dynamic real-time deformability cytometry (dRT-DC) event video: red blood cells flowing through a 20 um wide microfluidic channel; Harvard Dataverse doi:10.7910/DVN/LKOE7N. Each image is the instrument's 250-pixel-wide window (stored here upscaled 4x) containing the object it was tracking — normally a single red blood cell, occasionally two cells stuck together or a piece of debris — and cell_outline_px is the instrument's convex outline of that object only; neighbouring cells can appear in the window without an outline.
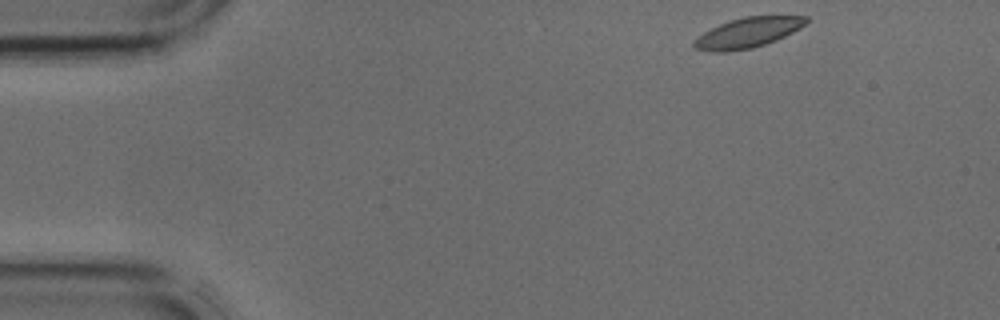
{"species": "common noctule bat (a hibernating species)", "species_latin": "Nyctalus noctula", "temperature_condition": "cold", "stored_images_in_passage": 39, "camera_frame_rate_fps": 3000, "um_per_image_px": 0.085, "animal": {"sex": "male", "body_mass_g": 17.9, "forearm_length_mm": 54.2}, "frame": {"image": 1, "passage_image": 1, "time_ms": 0.0, "image_size_px": [1000, 320], "cell_outline_px": [[808, 20], [800, 28], [776, 40], [752, 48], [728, 52], [712, 52], [696, 48], [692, 44], [704, 32], [728, 20], [744, 16], [808, 16]], "centroid_in_image_um": [63.56, 2.77], "position_along_channel_um": 21.4, "area_um2": 19.42}}
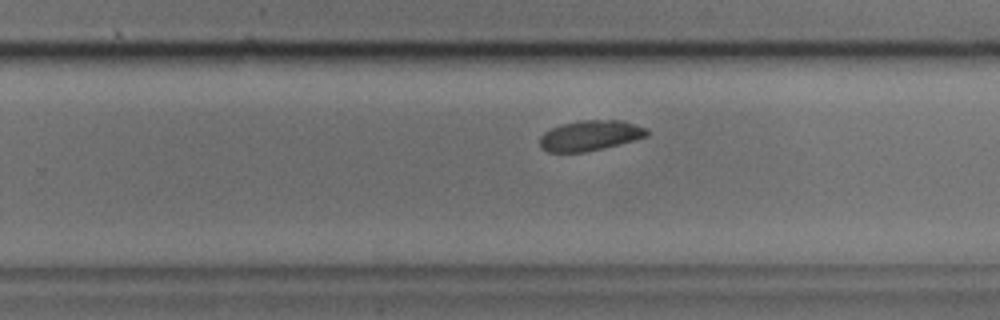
{"frame": {"image": 2, "passage_image": 23, "time_ms": 7.333, "image_size_px": [1000, 320], "cell_outline_px": [[648, 136], [604, 148], [588, 152], [548, 152], [540, 148], [540, 136], [544, 132], [560, 124], [580, 120], [620, 120], [648, 128]], "centroid_in_image_um": [50.14, 11.52], "position_along_channel_um": 279.7, "area_um2": 19.02}}
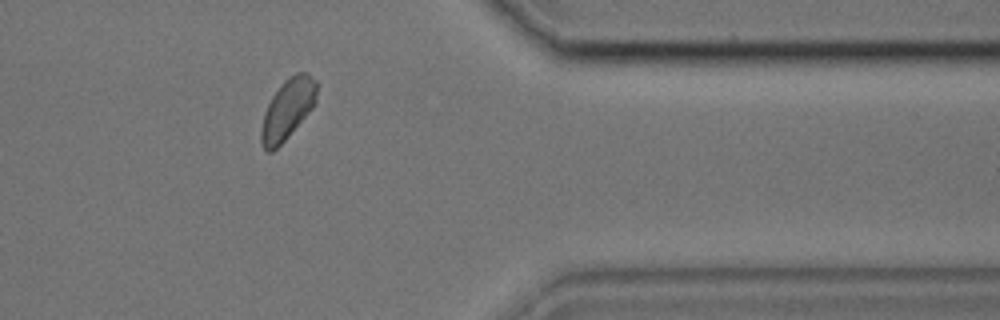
{"frame": {"image": 3, "passage_image": 31, "time_ms": 10.0, "image_size_px": [1000, 320], "cell_outline_px": [[320, 84], [316, 104], [288, 136], [272, 152], [268, 152], [264, 148], [260, 140], [260, 128], [264, 112], [272, 96], [284, 80], [288, 76], [296, 72], [304, 72], [316, 80]], "centroid_in_image_um": [24.47, 9.24], "position_along_channel_um": 386.9, "area_um2": 19.77}}